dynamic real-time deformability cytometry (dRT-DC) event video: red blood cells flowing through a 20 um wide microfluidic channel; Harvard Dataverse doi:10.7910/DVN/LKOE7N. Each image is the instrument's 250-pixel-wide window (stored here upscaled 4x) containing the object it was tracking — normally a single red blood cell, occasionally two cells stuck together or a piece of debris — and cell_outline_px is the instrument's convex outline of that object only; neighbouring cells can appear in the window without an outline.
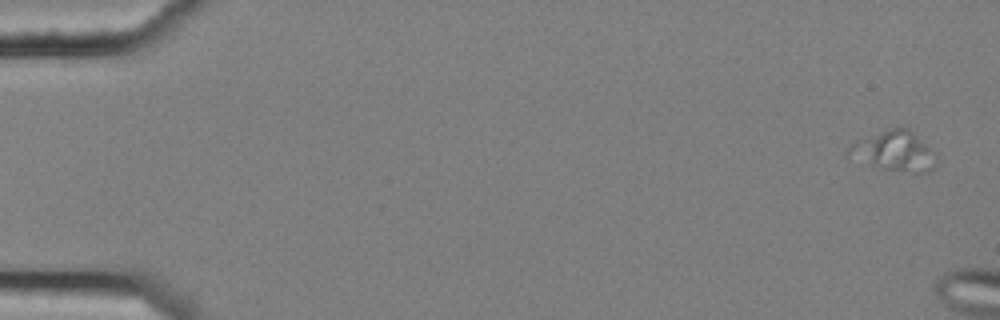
{"species": "common noctule bat (a hibernating species)", "species_latin": "Nyctalus noctula", "temperature_condition": "cold", "stored_images_in_passage": 3, "segment_of_instrument_passage": [1, 2], "camera_frame_rate_fps": 3000, "um_per_image_px": 0.085, "animal": {"sex": "female", "body_mass_g": 25.1}, "frame": {"image": 1, "passage_image": 1, "time_ms": 0.0, "image_size_px": [1000, 320], "cell_outline_px": [[936, 156], [932, 168], [924, 172], [916, 172], [884, 168], [848, 160], [844, 156], [844, 152], [856, 140], [892, 128], [908, 128], [936, 152]], "centroid_in_image_um": [75.91, 12.84], "position_along_channel_um": 9.1, "area_um2": 20.35}}